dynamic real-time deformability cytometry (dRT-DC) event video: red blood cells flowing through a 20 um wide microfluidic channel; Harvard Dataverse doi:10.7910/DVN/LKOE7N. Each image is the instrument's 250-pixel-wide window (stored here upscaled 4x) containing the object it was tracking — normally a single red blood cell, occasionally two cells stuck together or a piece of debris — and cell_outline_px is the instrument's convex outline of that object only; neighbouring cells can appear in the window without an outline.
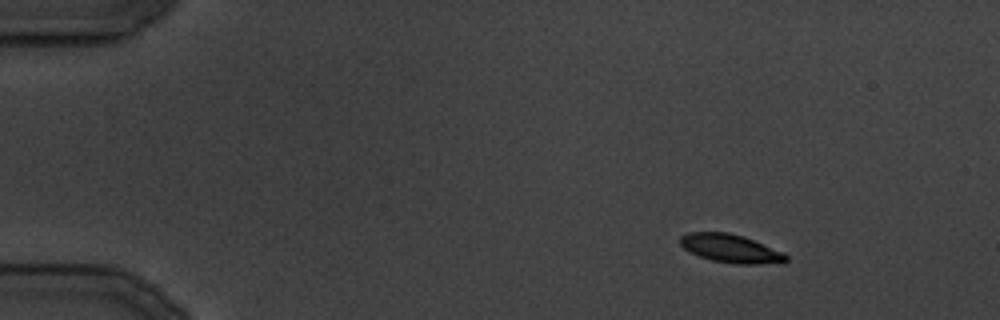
{"species": "common noctule bat (a hibernating species)", "species_latin": "Nyctalus noctula", "temperature_condition": "cold", "stored_images_in_passage": 32, "camera_frame_rate_fps": 3000, "um_per_image_px": 0.085, "animal": {"sex": "male", "body_mass_g": 19.5, "forearm_length_mm": 54.6}, "frame": {"image": 1, "passage_image": 2, "time_ms": 1.333, "image_size_px": [1000, 320], "cell_outline_px": [[788, 260], [784, 264], [732, 264], [712, 260], [688, 252], [680, 244], [680, 236], [688, 232], [728, 232], [744, 236], [784, 252], [788, 256]], "centroid_in_image_um": [62.15, 21.13], "position_along_channel_um": 22.8, "area_um2": 17.86}}
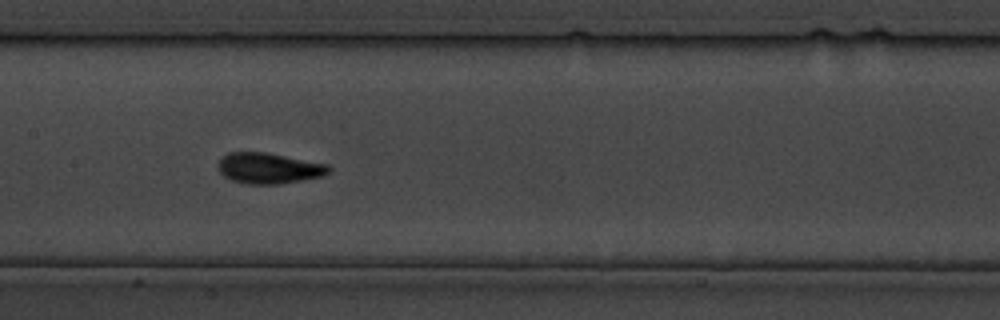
{"frame": {"image": 2, "passage_image": 15, "time_ms": 17.333, "image_size_px": [1000, 320], "cell_outline_px": [[332, 168], [324, 176], [280, 184], [248, 184], [232, 180], [224, 176], [216, 168], [216, 164], [228, 152], [264, 152], [328, 164]], "centroid_in_image_um": [22.84, 14.3], "position_along_channel_um": 184.6, "area_um2": 19.88}}
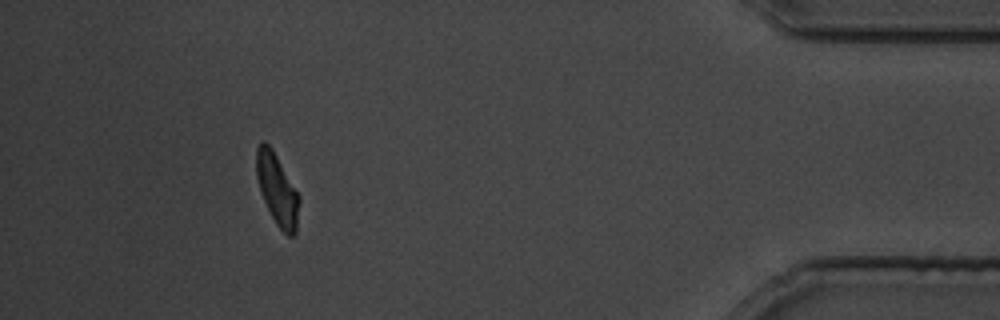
{"frame": {"image": 3, "passage_image": 29, "time_ms": 35.0, "image_size_px": [1000, 320], "cell_outline_px": [[300, 200], [296, 232], [292, 236], [288, 236], [276, 224], [260, 192], [256, 176], [256, 148], [260, 140], [264, 140], [272, 148], [300, 196]], "centroid_in_image_um": [23.55, 16.07], "position_along_channel_um": 411.6, "area_um2": 17.8}}